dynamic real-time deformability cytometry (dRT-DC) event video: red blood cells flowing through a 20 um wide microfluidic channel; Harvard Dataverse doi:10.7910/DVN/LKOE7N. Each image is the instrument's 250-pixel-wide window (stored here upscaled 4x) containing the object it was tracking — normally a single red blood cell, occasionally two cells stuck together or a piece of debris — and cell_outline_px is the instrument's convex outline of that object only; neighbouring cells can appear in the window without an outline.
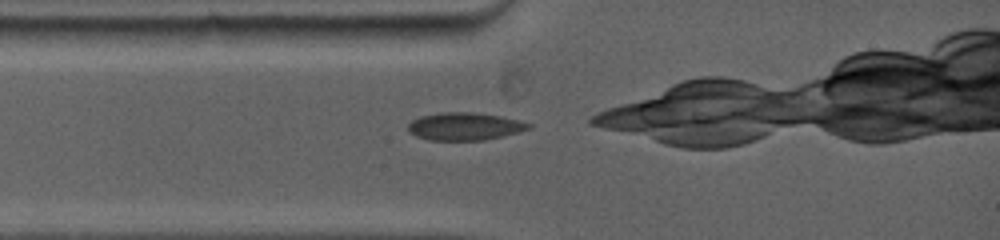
{"species": "common noctule bat (a hibernating species)", "species_latin": "Nyctalus noctula", "temperature_condition": "warm", "stored_images_in_passage": 4, "camera_frame_rate_fps": 5000, "um_per_image_px": 0.085, "animal": {"sex": "female", "body_mass_g": 19.0, "forearm_length_mm": 53.3}, "frame": {"image": 1, "passage_image": 1, "time_ms": 0.0, "image_size_px": [1000, 240], "cell_outline_px": [[532, 128], [504, 136], [484, 140], [428, 140], [416, 136], [408, 132], [408, 124], [412, 120], [420, 116], [440, 112], [472, 112], [500, 116], [532, 124]], "centroid_in_image_um": [39.47, 10.74], "position_along_channel_um": 45.5, "area_um2": 19.48}}
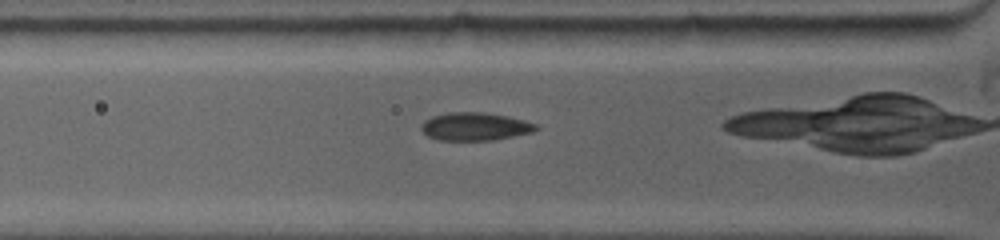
{"frame": {"image": 2, "passage_image": 3, "time_ms": 1.0, "image_size_px": [1000, 240], "cell_outline_px": [[540, 128], [532, 132], [492, 140], [440, 140], [428, 136], [420, 128], [420, 124], [424, 120], [432, 116], [448, 112], [484, 112], [508, 116], [524, 120], [536, 124]], "centroid_in_image_um": [40.36, 10.74], "position_along_channel_um": 85.4, "area_um2": 18.73}}